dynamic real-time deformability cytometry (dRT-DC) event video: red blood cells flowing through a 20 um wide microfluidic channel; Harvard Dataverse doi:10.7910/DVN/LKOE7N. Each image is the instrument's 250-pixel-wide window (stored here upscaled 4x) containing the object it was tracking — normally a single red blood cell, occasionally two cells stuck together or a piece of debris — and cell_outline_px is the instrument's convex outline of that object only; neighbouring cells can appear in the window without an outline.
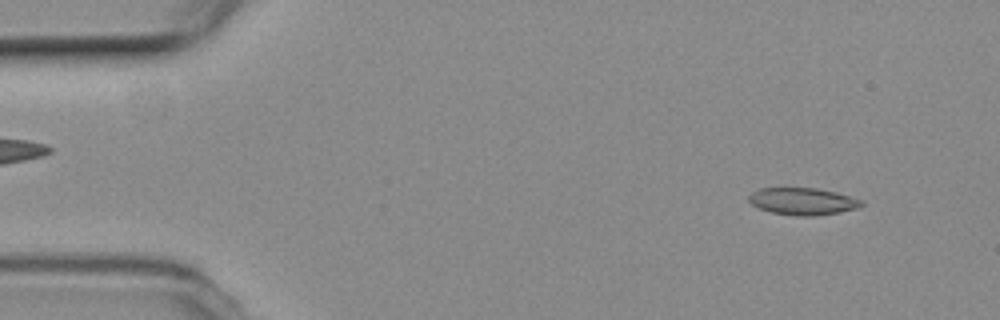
{"species": "common noctule bat (a hibernating species)", "species_latin": "Nyctalus noctula", "temperature_condition": "room temperature", "stored_images_in_passage": 18, "camera_frame_rate_fps": 3000, "um_per_image_px": 0.085, "animal": {"sex": "female", "body_mass_g": 19.3, "forearm_length_mm": 54.1}, "frame": {"image": 1, "passage_image": 4, "time_ms": 1.0, "image_size_px": [1000, 320], "cell_outline_px": [[864, 204], [860, 208], [840, 212], [816, 216], [796, 216], [772, 212], [760, 208], [752, 204], [748, 200], [748, 196], [752, 192], [760, 188], [816, 188], [836, 192], [864, 200]], "centroid_in_image_um": [68.28, 17.11], "position_along_channel_um": 16.7, "area_um2": 17.92}}
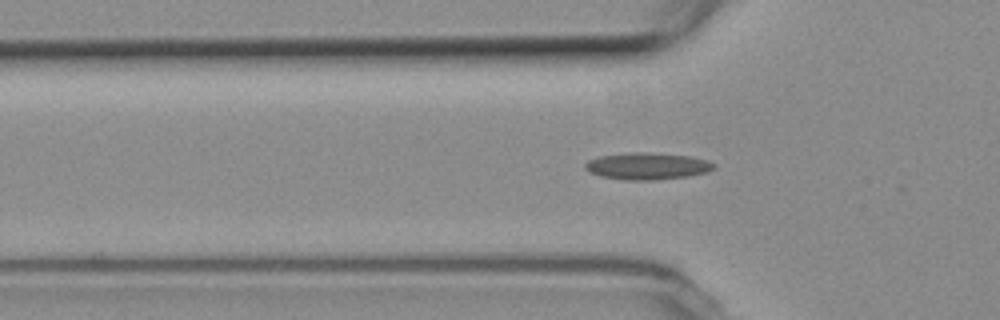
{"frame": {"image": 2, "passage_image": 16, "time_ms": 5.0, "image_size_px": [1000, 320], "cell_outline_px": [[716, 168], [708, 172], [688, 176], [656, 180], [624, 180], [600, 176], [588, 172], [584, 168], [584, 164], [588, 160], [600, 156], [636, 152], [692, 156], [708, 160], [716, 164]], "centroid_in_image_um": [55.04, 14.13], "position_along_channel_um": 70.8, "area_um2": 20.23}}